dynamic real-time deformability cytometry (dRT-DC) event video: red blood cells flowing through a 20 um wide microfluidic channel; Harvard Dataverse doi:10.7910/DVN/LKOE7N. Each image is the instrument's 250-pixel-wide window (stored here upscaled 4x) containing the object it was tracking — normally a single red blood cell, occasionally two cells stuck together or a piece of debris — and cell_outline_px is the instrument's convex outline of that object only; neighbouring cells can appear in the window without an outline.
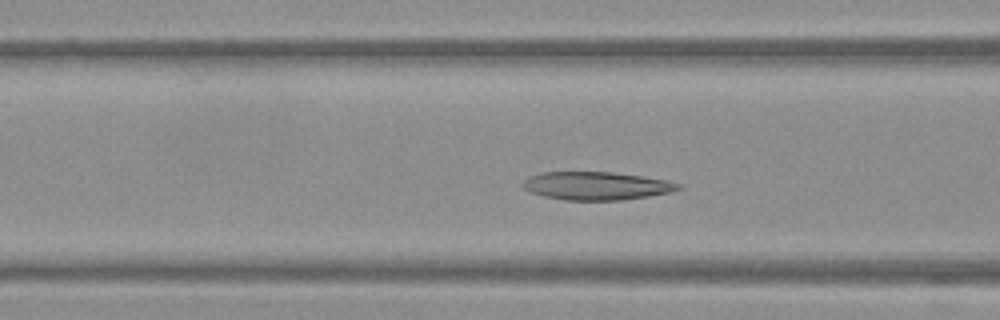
{"species": "Egyptian fruit bat (a non-hibernating species)", "species_latin": "Rousettus aegyptiacus", "temperature_condition": "warm", "stored_images_in_passage": 47, "camera_frame_rate_fps": 3000, "um_per_image_px": 0.085, "frame": {"image": 1, "passage_image": 15, "time_ms": 4.667, "image_size_px": [1000, 320], "cell_outline_px": [[684, 188], [668, 192], [648, 196], [620, 200], [564, 200], [544, 196], [528, 192], [520, 184], [528, 176], [544, 172], [612, 172], [668, 180], [680, 184]], "centroid_in_image_um": [50.66, 15.79], "position_along_channel_um": 115.9, "area_um2": 25.49}}
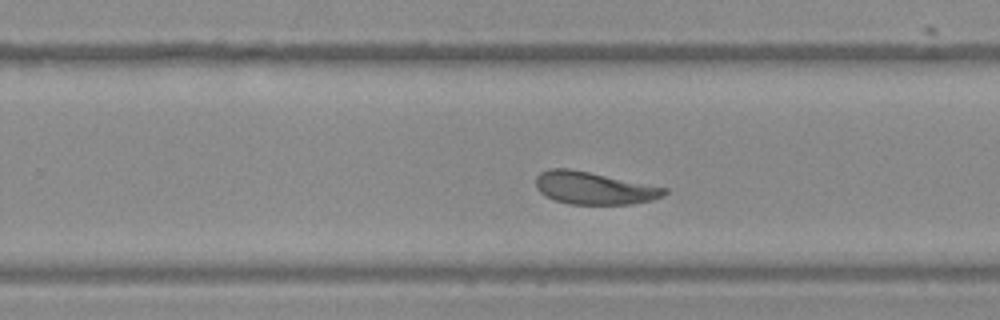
{"frame": {"image": 2, "passage_image": 28, "time_ms": 9.0, "image_size_px": [1000, 320], "cell_outline_px": [[668, 192], [664, 196], [652, 200], [632, 204], [568, 204], [556, 200], [540, 192], [536, 188], [536, 176], [540, 172], [548, 168], [568, 168], [668, 188]], "centroid_in_image_um": [50.49, 15.99], "position_along_channel_um": 279.3, "area_um2": 24.22}}
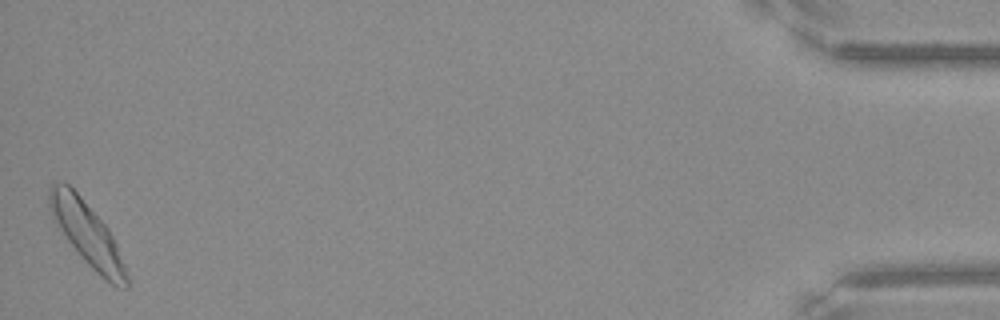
{"frame": {"image": 3, "passage_image": 47, "time_ms": 15.333, "image_size_px": [1000, 320], "cell_outline_px": [[128, 288], [116, 288], [104, 280], [80, 256], [52, 220], [48, 208], [48, 188], [52, 184], [60, 180], [68, 184], [80, 196], [108, 228], [116, 244], [124, 264], [128, 276]], "centroid_in_image_um": [7.37, 19.87], "position_along_channel_um": 427.8, "area_um2": 28.5}, "authors_computed_cell_mechanics": {"area_um2": 25.4898, "velocity_mm_per_s": 3.7681, "shape_relaxation_time_tau1_ms": 3.7222, "shape_relaxation_time_tau2_ms": 2.421, "deformation_change_tau1": 0.1217, "deformation_change_tau2": 0.1046}}